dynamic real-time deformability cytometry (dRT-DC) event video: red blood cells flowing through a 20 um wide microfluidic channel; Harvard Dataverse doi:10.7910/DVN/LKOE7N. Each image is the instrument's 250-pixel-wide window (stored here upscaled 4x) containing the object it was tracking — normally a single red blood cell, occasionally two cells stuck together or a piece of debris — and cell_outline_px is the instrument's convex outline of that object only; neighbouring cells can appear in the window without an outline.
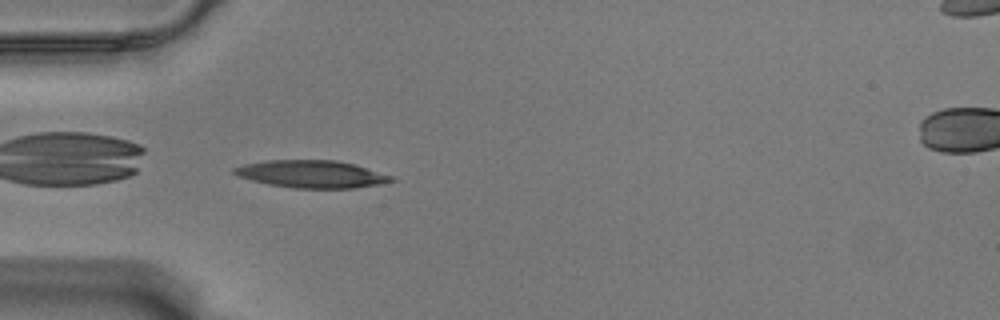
{"species": "Egyptian fruit bat (a non-hibernating species)", "species_latin": "Rousettus aegyptiacus", "temperature_condition": "warm", "stored_images_in_passage": 41, "camera_frame_rate_fps": 3000, "um_per_image_px": 0.085, "animal": {"sex": "male"}, "frame": {"image": 1, "passage_image": 1, "time_ms": 0.0, "image_size_px": [1000, 320], "cell_outline_px": [[396, 180], [384, 184], [356, 188], [292, 188], [268, 184], [236, 176], [232, 172], [232, 168], [244, 164], [268, 160], [336, 160], [352, 164], [392, 176]], "centroid_in_image_um": [26.47, 14.8], "position_along_channel_um": 58.5, "area_um2": 25.14}}
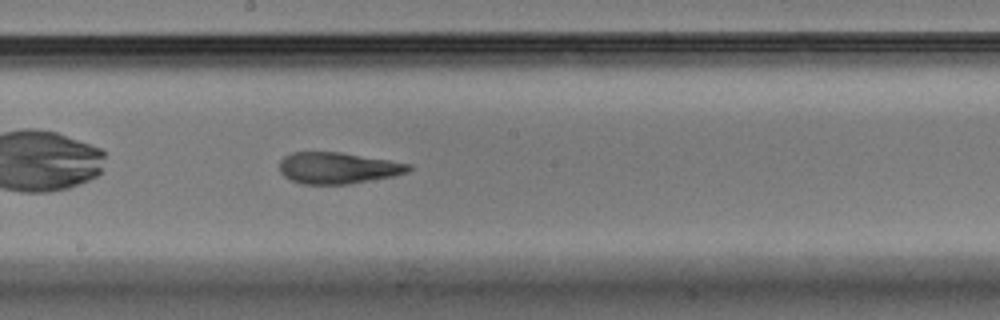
{"frame": {"image": 2, "passage_image": 15, "time_ms": 4.667, "image_size_px": [1000, 320], "cell_outline_px": [[412, 168], [408, 172], [392, 176], [348, 184], [304, 184], [292, 180], [284, 176], [280, 172], [280, 160], [284, 156], [292, 152], [340, 152], [412, 164]], "centroid_in_image_um": [28.71, 14.27], "position_along_channel_um": 219.5, "area_um2": 23.47}}
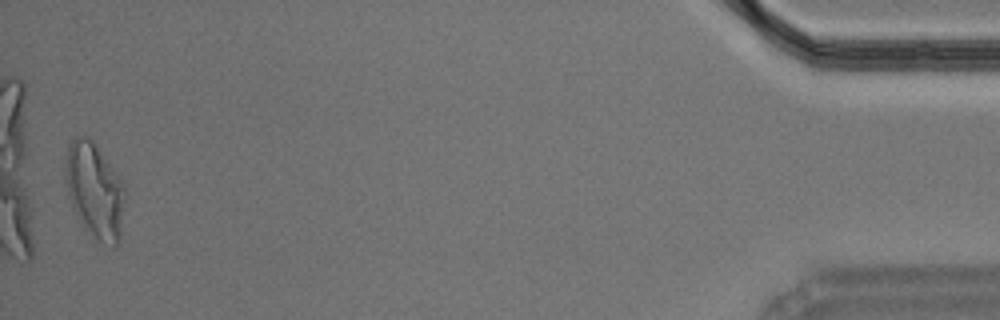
{"frame": {"image": 3, "passage_image": 40, "time_ms": 13.0, "image_size_px": [1000, 320], "cell_outline_px": [[124, 196], [120, 244], [116, 248], [112, 248], [100, 240], [84, 228], [76, 216], [72, 208], [68, 196], [64, 180], [64, 168], [68, 144], [76, 136], [88, 136], [92, 140], [120, 176], [124, 184]], "centroid_in_image_um": [8.03, 16.19], "position_along_channel_um": 427.2, "area_um2": 33.52}, "authors_computed_cell_mechanics": {"area_um2": 24.4494, "velocity_mm_per_s": 3.5335, "shape_relaxation_time_tau1_ms": null, "shape_relaxation_time_tau2_ms": 2.7191, "deformation_change_tau1": null, "deformation_change_tau2": 0.1189}}